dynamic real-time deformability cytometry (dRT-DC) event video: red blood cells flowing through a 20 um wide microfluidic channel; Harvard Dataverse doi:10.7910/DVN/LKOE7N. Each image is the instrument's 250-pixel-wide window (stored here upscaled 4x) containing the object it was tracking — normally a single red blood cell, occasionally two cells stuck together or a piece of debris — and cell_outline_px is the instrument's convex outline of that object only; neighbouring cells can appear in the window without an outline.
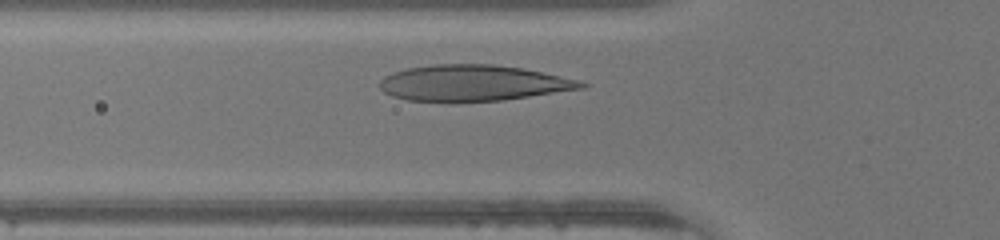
{"species": "human", "species_latin": "Homo sapiens", "temperature_condition": "warm", "stored_images_in_passage": 26, "camera_frame_rate_fps": 3000, "um_per_image_px": 0.085, "donor": {"sex": "male"}, "frame": {"image": 1, "passage_image": 6, "time_ms": 1.667, "image_size_px": [1000, 240], "cell_outline_px": [[588, 84], [584, 88], [504, 100], [408, 100], [392, 96], [384, 92], [380, 88], [380, 80], [384, 76], [392, 72], [408, 68], [432, 64], [492, 64], [524, 68], [580, 80]], "centroid_in_image_um": [40.23, 7.03], "position_along_channel_um": 85.6, "area_um2": 41.79}}
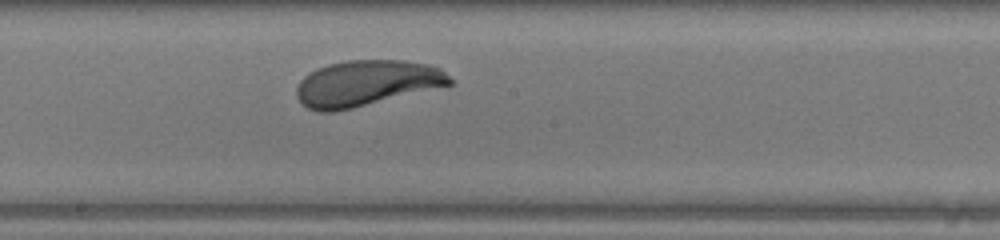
{"frame": {"image": 2, "passage_image": 15, "time_ms": 4.667, "image_size_px": [1000, 240], "cell_outline_px": [[456, 84], [352, 108], [332, 112], [320, 112], [308, 108], [296, 96], [296, 88], [300, 80], [304, 76], [316, 68], [328, 64], [348, 60], [400, 60], [428, 64], [440, 68]], "centroid_in_image_um": [31.15, 7.07], "position_along_channel_um": 217.0, "area_um2": 40.92}}
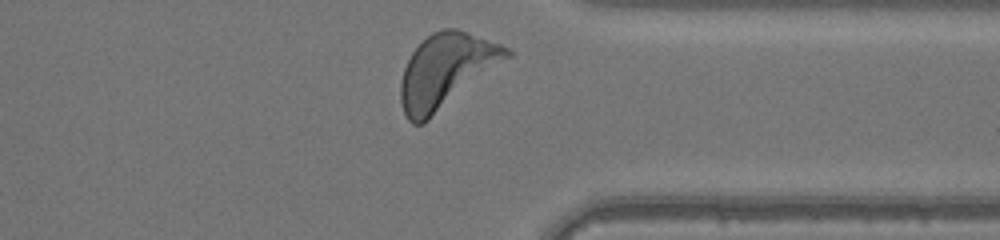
{"frame": {"image": 3, "passage_image": 26, "time_ms": 8.333, "image_size_px": [1000, 240], "cell_outline_px": [[512, 56], [424, 124], [412, 124], [408, 120], [404, 112], [400, 100], [400, 84], [404, 68], [412, 52], [432, 32], [444, 28], [456, 28], [500, 44], [508, 48], [512, 52]], "centroid_in_image_um": [37.92, 6.04], "position_along_channel_um": 373.5, "area_um2": 45.6}}